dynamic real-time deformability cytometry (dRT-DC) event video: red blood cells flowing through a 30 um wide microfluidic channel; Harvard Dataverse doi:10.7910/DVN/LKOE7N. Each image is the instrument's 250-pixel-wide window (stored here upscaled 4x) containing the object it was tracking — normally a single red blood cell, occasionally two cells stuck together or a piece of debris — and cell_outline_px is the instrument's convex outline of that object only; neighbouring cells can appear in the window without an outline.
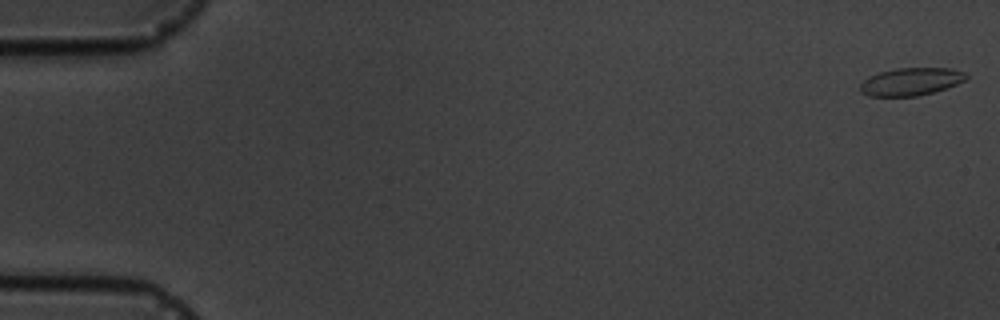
{"species": "common noctule bat (a hibernating species)", "species_latin": "Nyctalus noctula", "temperature_condition": "cold", "stored_images_in_passage": 6, "camera_frame_rate_fps": 3000, "um_per_image_px": 0.085, "animal": {"sex": "male", "body_mass_g": 19.5, "forearm_length_mm": 54.6}, "frame": {"image": 1, "passage_image": 1, "time_ms": 0.0, "image_size_px": [1000, 320], "cell_outline_px": [[968, 76], [964, 80], [956, 84], [932, 92], [916, 96], [868, 96], [860, 92], [860, 84], [868, 76], [880, 72], [896, 68], [948, 68], [964, 72]], "centroid_in_image_um": [77.38, 6.93], "position_along_channel_um": 7.6, "area_um2": 16.94}}
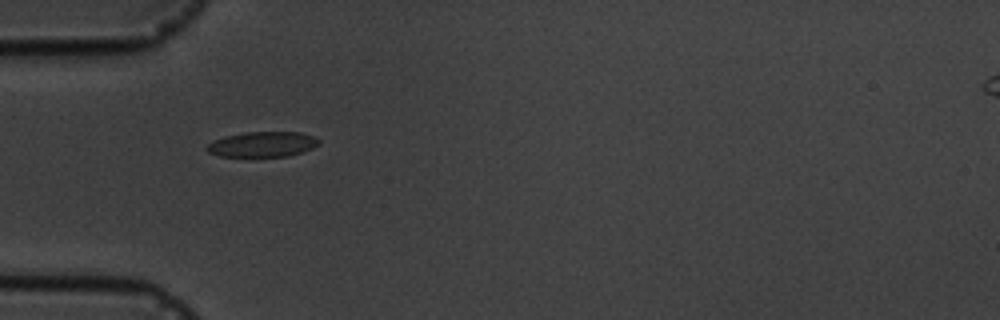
{"frame": {"image": 2, "passage_image": 5, "time_ms": 5.667, "image_size_px": [1000, 320], "cell_outline_px": [[320, 144], [312, 148], [288, 156], [220, 156], [208, 152], [208, 144], [224, 136], [244, 132], [300, 132], [316, 136], [320, 140]], "centroid_in_image_um": [22.37, 12.25], "position_along_channel_um": 62.6, "area_um2": 16.36}}
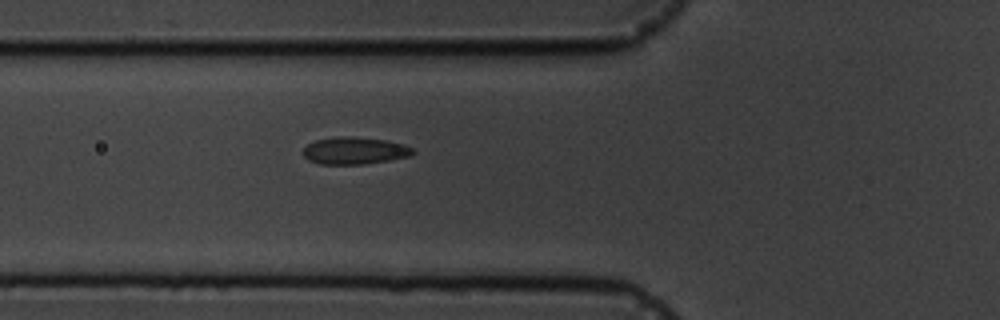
{"frame": {"image": 3, "passage_image": 6, "time_ms": 6.667, "image_size_px": [1000, 320], "cell_outline_px": [[416, 152], [408, 156], [388, 160], [364, 164], [320, 164], [308, 160], [304, 156], [304, 148], [308, 144], [316, 140], [336, 136], [352, 136], [384, 140], [404, 144], [412, 148]], "centroid_in_image_um": [30.13, 12.8], "position_along_channel_um": 95.7, "area_um2": 17.28}}